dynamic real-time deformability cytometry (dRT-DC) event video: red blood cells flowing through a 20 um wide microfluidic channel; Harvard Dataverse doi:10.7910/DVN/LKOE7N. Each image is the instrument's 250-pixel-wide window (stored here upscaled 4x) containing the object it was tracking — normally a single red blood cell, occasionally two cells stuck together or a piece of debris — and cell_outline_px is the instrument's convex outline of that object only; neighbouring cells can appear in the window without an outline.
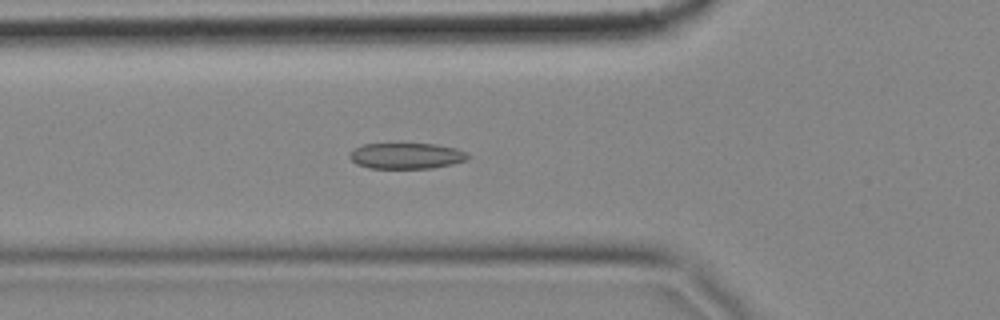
{"species": "common noctule bat (a hibernating species)", "species_latin": "Nyctalus noctula", "temperature_condition": "cold", "stored_images_in_passage": 16, "camera_frame_rate_fps": 3000, "um_per_image_px": 0.085, "animal": {"sex": "female", "body_mass_g": 18.4}, "frame": {"image": 1, "passage_image": 12, "time_ms": 3.667, "image_size_px": [1000, 320], "cell_outline_px": [[468, 156], [464, 160], [452, 164], [432, 168], [368, 168], [356, 164], [348, 156], [356, 148], [364, 144], [436, 144], [456, 148], [464, 152]], "centroid_in_image_um": [34.51, 13.25], "position_along_channel_um": 91.3, "area_um2": 17.57}}